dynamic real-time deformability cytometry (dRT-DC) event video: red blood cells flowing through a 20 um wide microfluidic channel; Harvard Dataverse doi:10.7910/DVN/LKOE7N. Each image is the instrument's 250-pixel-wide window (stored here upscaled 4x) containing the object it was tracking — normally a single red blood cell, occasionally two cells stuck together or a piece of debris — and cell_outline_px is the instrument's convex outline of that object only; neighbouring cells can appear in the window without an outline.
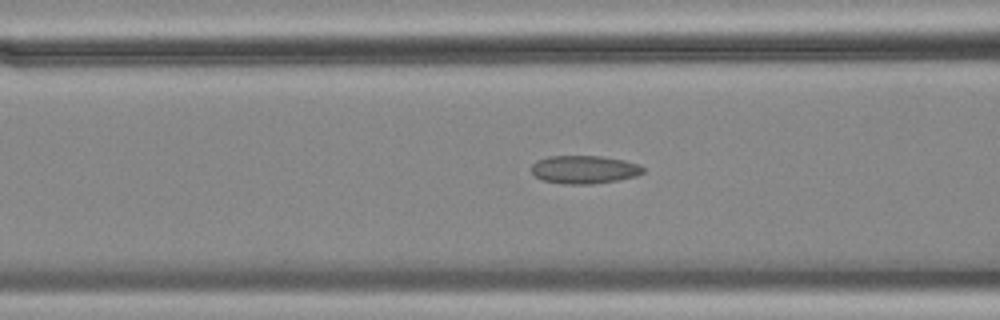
{"species": "common noctule bat (a hibernating species)", "species_latin": "Nyctalus noctula", "temperature_condition": "cold", "stored_images_in_passage": 42, "camera_frame_rate_fps": 3000, "um_per_image_px": 0.085, "animal": {"sex": "female", "body_mass_g": 18.4}, "frame": {"image": 1, "passage_image": 5, "time_ms": 1.333, "image_size_px": [1000, 320], "cell_outline_px": [[644, 172], [636, 176], [616, 180], [592, 184], [564, 184], [544, 180], [536, 176], [532, 172], [532, 164], [536, 160], [548, 156], [600, 156], [624, 160], [640, 164], [644, 168]], "centroid_in_image_um": [49.67, 14.4], "position_along_channel_um": 116.9, "area_um2": 18.26}}
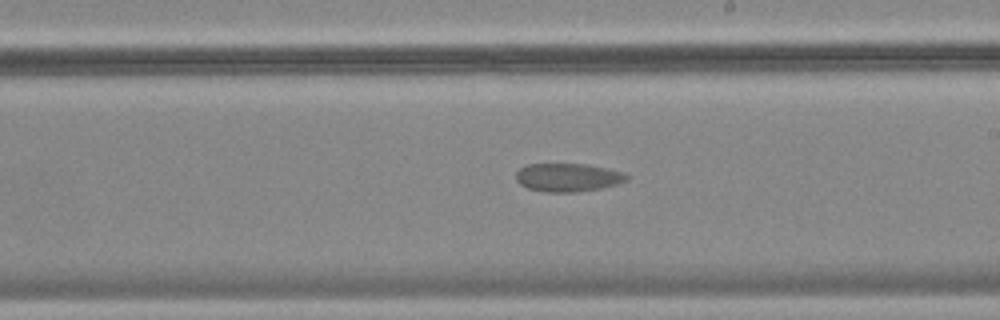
{"frame": {"image": 2, "passage_image": 16, "time_ms": 5.0, "image_size_px": [1000, 320], "cell_outline_px": [[632, 176], [628, 180], [616, 184], [600, 188], [576, 192], [544, 192], [528, 188], [520, 184], [516, 180], [516, 172], [520, 168], [528, 164], [588, 164], [608, 168], [624, 172]], "centroid_in_image_um": [48.3, 15.07], "position_along_channel_um": 240.7, "area_um2": 18.44}}
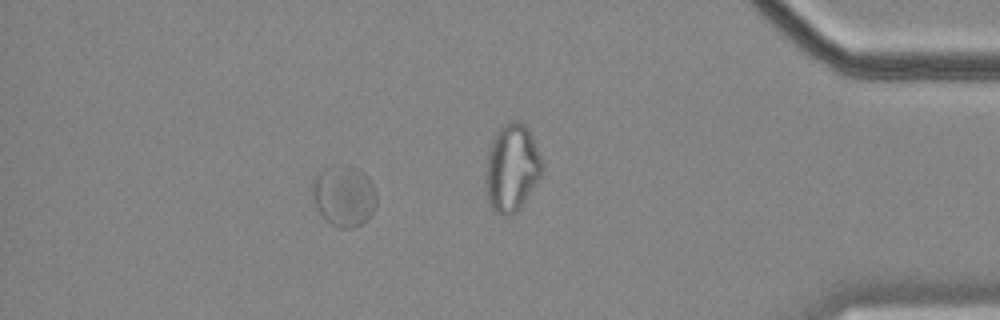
{"frame": {"image": 3, "passage_image": 35, "time_ms": 11.333, "image_size_px": [1000, 320], "cell_outline_px": [[376, 204], [372, 212], [356, 228], [340, 228], [332, 224], [316, 208], [312, 200], [312, 180], [316, 172], [332, 164], [348, 164], [364, 172], [368, 176], [376, 192]], "centroid_in_image_um": [29.2, 16.58], "position_along_channel_um": 406.0, "area_um2": 23.18}}